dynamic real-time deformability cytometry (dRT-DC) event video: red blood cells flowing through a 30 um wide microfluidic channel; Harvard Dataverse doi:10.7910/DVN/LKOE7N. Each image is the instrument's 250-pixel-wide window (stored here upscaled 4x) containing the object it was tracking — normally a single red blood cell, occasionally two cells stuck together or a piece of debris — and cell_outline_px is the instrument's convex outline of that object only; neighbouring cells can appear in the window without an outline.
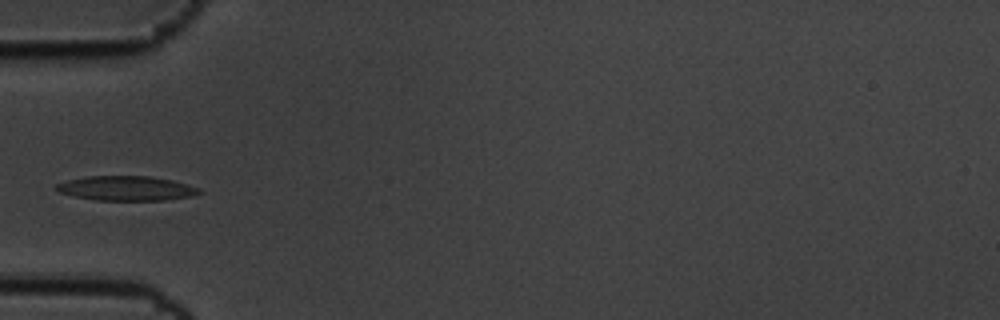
{"species": "common noctule bat (a hibernating species)", "species_latin": "Nyctalus noctula", "temperature_condition": "cold", "stored_images_in_passage": 10, "camera_frame_rate_fps": 3000, "um_per_image_px": 0.085, "animal": {"sex": "male", "body_mass_g": 19.5, "forearm_length_mm": 54.6}, "frame": {"image": 1, "passage_image": 5, "time_ms": 1.333, "image_size_px": [1000, 320], "cell_outline_px": [[204, 192], [192, 196], [164, 200], [96, 200], [76, 196], [60, 192], [56, 188], [56, 184], [68, 180], [88, 176], [152, 176], [172, 180], [188, 184], [200, 188]], "centroid_in_image_um": [10.81, 16.0], "position_along_channel_um": 74.2, "area_um2": 20.4}}
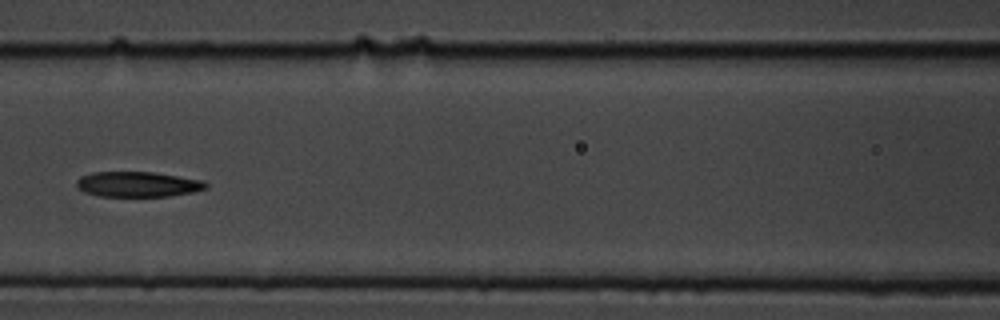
{"frame": {"image": 2, "passage_image": 7, "time_ms": 2.0, "image_size_px": [1000, 320], "cell_outline_px": [[208, 188], [192, 192], [168, 196], [100, 196], [84, 192], [76, 184], [76, 180], [80, 176], [92, 172], [152, 172], [204, 180], [208, 184]], "centroid_in_image_um": [11.72, 15.66], "position_along_channel_um": 154.9, "area_um2": 19.02}}
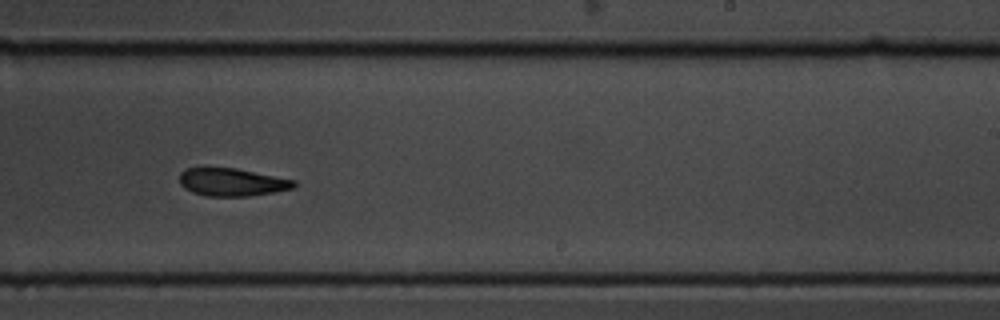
{"frame": {"image": 3, "passage_image": 10, "time_ms": 3.0, "image_size_px": [1000, 320], "cell_outline_px": [[296, 184], [292, 188], [276, 192], [248, 196], [204, 196], [192, 192], [184, 188], [180, 184], [180, 172], [184, 168], [236, 168], [296, 180]], "centroid_in_image_um": [19.71, 15.48], "position_along_channel_um": 269.3, "area_um2": 18.61}}